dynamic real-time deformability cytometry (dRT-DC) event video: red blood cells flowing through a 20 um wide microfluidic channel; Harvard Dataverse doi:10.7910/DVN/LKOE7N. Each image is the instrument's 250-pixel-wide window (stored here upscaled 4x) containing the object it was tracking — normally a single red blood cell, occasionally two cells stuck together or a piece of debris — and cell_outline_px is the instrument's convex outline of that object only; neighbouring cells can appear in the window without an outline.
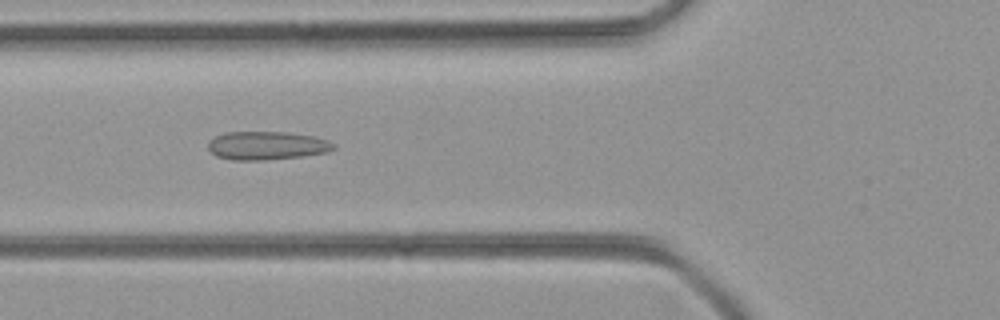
{"species": "common noctule bat (a hibernating species)", "species_latin": "Nyctalus noctula", "temperature_condition": "room temperature", "stored_images_in_passage": 50, "camera_frame_rate_fps": 3000, "um_per_image_px": 0.085, "animal": {"sex": "female", "body_mass_g": 21.9}, "frame": {"image": 1, "passage_image": 18, "time_ms": 5.667, "image_size_px": [1000, 320], "cell_outline_px": [[336, 148], [328, 152], [304, 156], [264, 160], [232, 160], [216, 156], [208, 148], [208, 140], [224, 132], [288, 132], [312, 136], [328, 140], [336, 144]], "centroid_in_image_um": [22.69, 12.37], "position_along_channel_um": 103.1, "area_um2": 20.92}}
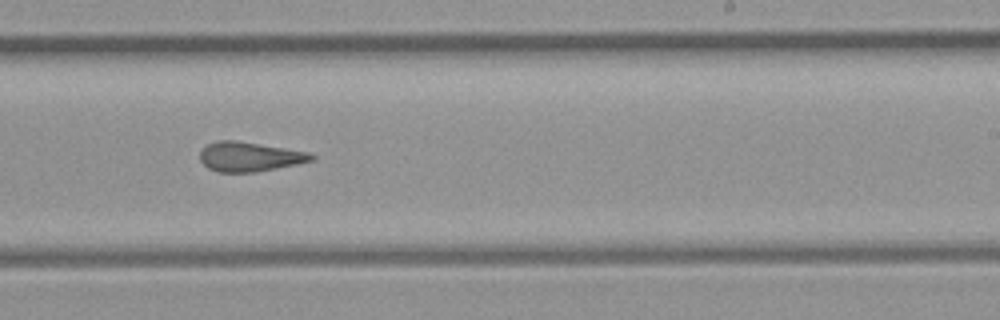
{"frame": {"image": 2, "passage_image": 30, "time_ms": 9.667, "image_size_px": [1000, 320], "cell_outline_px": [[316, 156], [312, 160], [296, 164], [256, 172], [216, 172], [208, 168], [200, 160], [200, 148], [216, 140], [236, 140], [308, 152]], "centroid_in_image_um": [21.15, 13.31], "position_along_channel_um": 267.8, "area_um2": 19.13}}
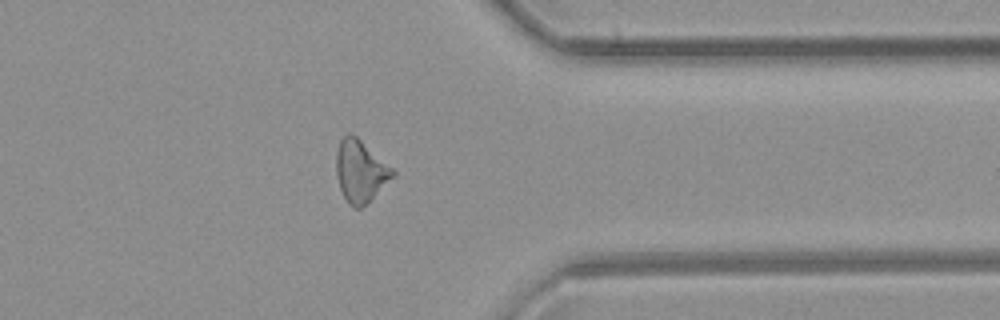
{"frame": {"image": 3, "passage_image": 39, "time_ms": 12.667, "image_size_px": [1000, 320], "cell_outline_px": [[396, 176], [360, 208], [352, 208], [348, 204], [340, 188], [336, 176], [336, 152], [340, 140], [348, 132], [352, 132], [392, 168], [396, 172]], "centroid_in_image_um": [30.62, 14.54], "position_along_channel_um": 380.8, "area_um2": 20.35}}